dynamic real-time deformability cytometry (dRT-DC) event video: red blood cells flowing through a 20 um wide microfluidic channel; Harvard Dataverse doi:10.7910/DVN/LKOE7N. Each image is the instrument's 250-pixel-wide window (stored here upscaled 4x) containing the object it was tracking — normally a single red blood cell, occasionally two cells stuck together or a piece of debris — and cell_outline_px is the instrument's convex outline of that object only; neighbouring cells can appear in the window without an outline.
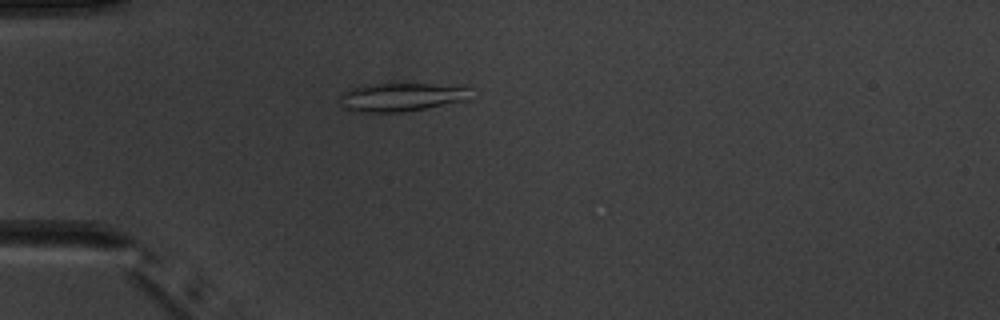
{"species": "common noctule bat (a hibernating species)", "species_latin": "Nyctalus noctula", "temperature_condition": "warm", "stored_images_in_passage": 4, "camera_frame_rate_fps": 3000, "um_per_image_px": 0.085, "animal": {"sex": "male", "body_mass_g": 20.1, "forearm_length_mm": 53.5}, "frame": {"image": 1, "passage_image": 4, "time_ms": 4.333, "image_size_px": [1000, 320], "cell_outline_px": [[472, 100], [404, 112], [360, 112], [340, 108], [340, 92], [364, 84], [464, 84], [468, 88]], "centroid_in_image_um": [34.16, 8.25], "position_along_channel_um": 50.8, "area_um2": 22.43}}